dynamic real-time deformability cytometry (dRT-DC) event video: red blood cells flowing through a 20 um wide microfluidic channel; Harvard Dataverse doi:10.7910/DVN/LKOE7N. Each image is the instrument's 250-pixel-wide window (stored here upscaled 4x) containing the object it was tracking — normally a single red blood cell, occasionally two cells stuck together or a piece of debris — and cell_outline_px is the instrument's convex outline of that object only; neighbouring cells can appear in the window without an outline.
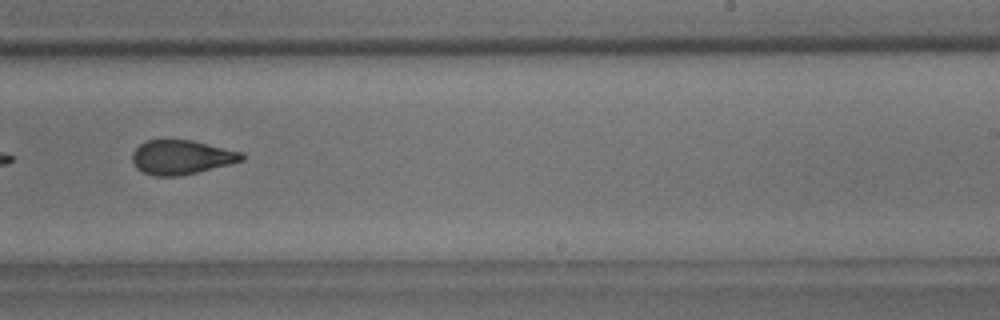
{"species": "common noctule bat (a hibernating species)", "species_latin": "Nyctalus noctula", "temperature_condition": "room temperature", "stored_images_in_passage": 10, "camera_frame_rate_fps": 3000, "um_per_image_px": 0.085, "animal": {"sex": "male", "body_mass_g": 18.8}, "frame": {"image": 1, "passage_image": 9, "time_ms": 9.333, "image_size_px": [1000, 320], "cell_outline_px": [[244, 160], [180, 176], [156, 176], [144, 172], [136, 168], [132, 160], [132, 152], [140, 144], [148, 140], [192, 140], [240, 152], [244, 156]], "centroid_in_image_um": [15.38, 13.36], "position_along_channel_um": 273.6, "area_um2": 21.5}}